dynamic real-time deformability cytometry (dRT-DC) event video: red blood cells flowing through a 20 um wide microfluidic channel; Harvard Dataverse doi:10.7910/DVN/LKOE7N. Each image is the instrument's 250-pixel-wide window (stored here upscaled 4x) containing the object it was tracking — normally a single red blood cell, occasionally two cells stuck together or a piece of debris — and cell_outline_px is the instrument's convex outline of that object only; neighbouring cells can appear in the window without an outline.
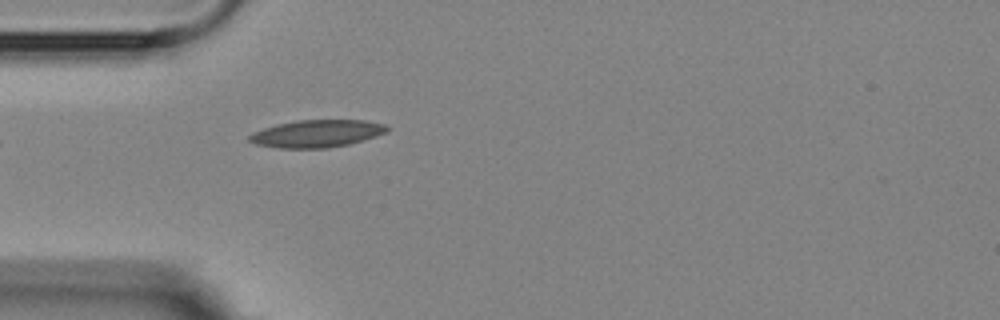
{"species": "Egyptian fruit bat (a non-hibernating species)", "species_latin": "Rousettus aegyptiacus", "temperature_condition": "room temperature", "stored_images_in_passage": 4, "camera_frame_rate_fps": 3000, "um_per_image_px": 0.085, "animal": {"sex": "female"}, "frame": {"image": 1, "passage_image": 4, "time_ms": 4.333, "image_size_px": [1000, 320], "cell_outline_px": [[392, 128], [388, 132], [376, 136], [348, 144], [328, 148], [280, 148], [256, 144], [248, 140], [248, 136], [252, 132], [276, 124], [296, 120], [364, 120], [384, 124]], "centroid_in_image_um": [26.94, 11.35], "position_along_channel_um": 58.1, "area_um2": 22.08}}